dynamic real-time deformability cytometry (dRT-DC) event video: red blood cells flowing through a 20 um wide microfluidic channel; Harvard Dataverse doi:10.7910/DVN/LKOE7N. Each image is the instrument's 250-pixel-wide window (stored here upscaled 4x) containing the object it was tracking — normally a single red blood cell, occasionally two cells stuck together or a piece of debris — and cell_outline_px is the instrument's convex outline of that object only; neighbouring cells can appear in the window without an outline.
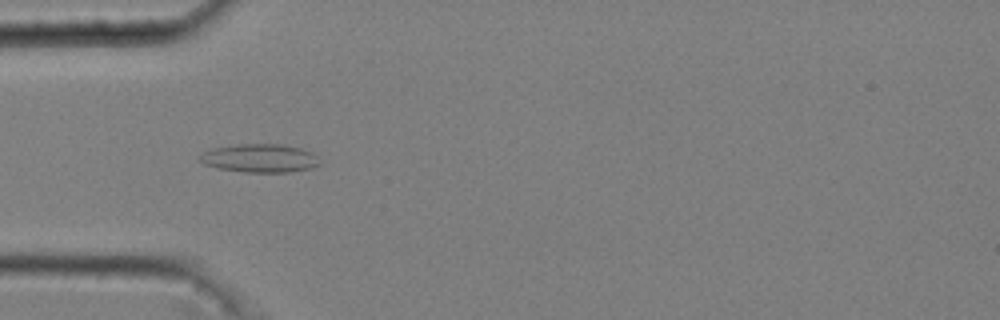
{"species": "common noctule bat (a hibernating species)", "species_latin": "Nyctalus noctula", "temperature_condition": "cold", "stored_images_in_passage": 46, "camera_frame_rate_fps": 3000, "um_per_image_px": 0.085, "animal": {"sex": "male", "body_mass_g": 20.4}, "frame": {"image": 1, "passage_image": 10, "time_ms": 3.0, "image_size_px": [1000, 320], "cell_outline_px": [[320, 164], [312, 168], [288, 172], [244, 172], [220, 168], [204, 164], [196, 156], [212, 148], [236, 144], [284, 144], [304, 148], [316, 152]], "centroid_in_image_um": [22.13, 13.43], "position_along_channel_um": 62.9, "area_um2": 20.17}}
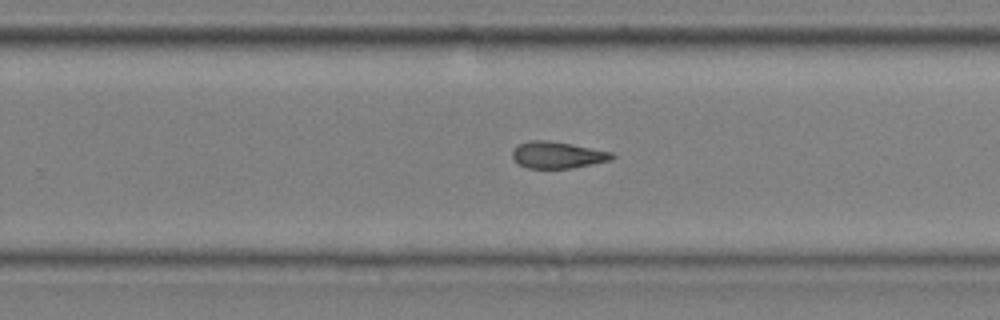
{"frame": {"image": 2, "passage_image": 28, "time_ms": 9.0, "image_size_px": [1000, 320], "cell_outline_px": [[616, 156], [612, 160], [572, 168], [528, 168], [520, 164], [512, 156], [512, 152], [516, 144], [528, 140], [548, 140], [572, 144], [612, 152]], "centroid_in_image_um": [47.39, 13.16], "position_along_channel_um": 282.4, "area_um2": 15.55}}
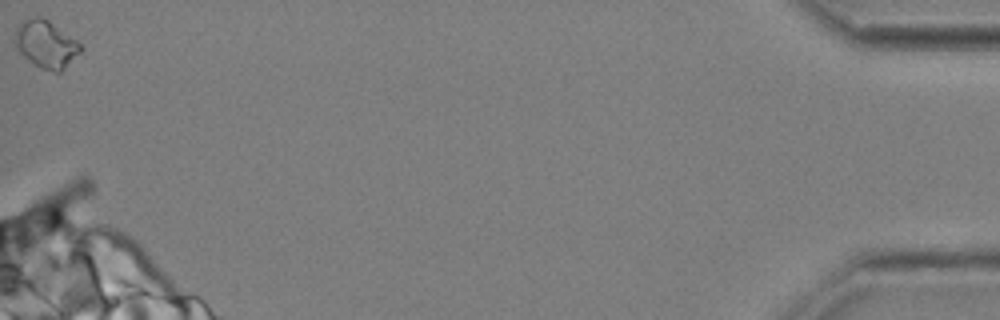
{"frame": {"image": 3, "passage_image": 46, "time_ms": 15.0, "image_size_px": [1000, 320], "cell_outline_px": [[84, 48], [60, 72], [52, 72], [40, 68], [28, 60], [16, 48], [16, 28], [24, 20], [32, 16], [40, 16], [48, 20], [76, 40]], "centroid_in_image_um": [3.91, 3.76], "position_along_channel_um": 431.3, "area_um2": 17.86}, "authors_computed_cell_mechanics": {"area_um2": 15.7505, "velocity_mm_per_s": 3.6811, "shape_relaxation_time_tau1_ms": null, "shape_relaxation_time_tau2_ms": 7.1528, "deformation_change_tau1": null, "deformation_change_tau2": 0.1737}}